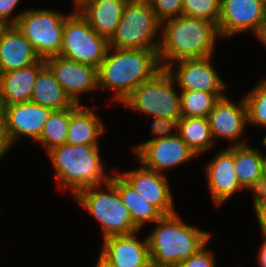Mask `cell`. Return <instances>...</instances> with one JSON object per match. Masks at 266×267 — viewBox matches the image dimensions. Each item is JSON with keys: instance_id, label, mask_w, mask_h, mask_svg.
<instances>
[{"instance_id": "60d3db41", "label": "cell", "mask_w": 266, "mask_h": 267, "mask_svg": "<svg viewBox=\"0 0 266 267\" xmlns=\"http://www.w3.org/2000/svg\"><path fill=\"white\" fill-rule=\"evenodd\" d=\"M262 177L266 178V155L264 153L262 159Z\"/></svg>"}, {"instance_id": "cb8c5ba5", "label": "cell", "mask_w": 266, "mask_h": 267, "mask_svg": "<svg viewBox=\"0 0 266 267\" xmlns=\"http://www.w3.org/2000/svg\"><path fill=\"white\" fill-rule=\"evenodd\" d=\"M31 102L52 110L66 109L74 104L47 65L37 75Z\"/></svg>"}, {"instance_id": "5b68a950", "label": "cell", "mask_w": 266, "mask_h": 267, "mask_svg": "<svg viewBox=\"0 0 266 267\" xmlns=\"http://www.w3.org/2000/svg\"><path fill=\"white\" fill-rule=\"evenodd\" d=\"M160 29L161 22L155 16L148 0H128L119 25L109 39V47L154 49L158 52Z\"/></svg>"}, {"instance_id": "ffe728a7", "label": "cell", "mask_w": 266, "mask_h": 267, "mask_svg": "<svg viewBox=\"0 0 266 267\" xmlns=\"http://www.w3.org/2000/svg\"><path fill=\"white\" fill-rule=\"evenodd\" d=\"M40 59L16 25L6 27L0 39V72L22 69Z\"/></svg>"}, {"instance_id": "4dcf8cb0", "label": "cell", "mask_w": 266, "mask_h": 267, "mask_svg": "<svg viewBox=\"0 0 266 267\" xmlns=\"http://www.w3.org/2000/svg\"><path fill=\"white\" fill-rule=\"evenodd\" d=\"M177 124L178 121L176 119L172 118H161V117H155L153 119V122L151 124V134L156 137L149 139L143 143L136 144L133 146L132 151L134 152V155H136L147 143L157 140L159 138H165L175 135L177 132ZM175 131L171 133V131Z\"/></svg>"}, {"instance_id": "d4e9b609", "label": "cell", "mask_w": 266, "mask_h": 267, "mask_svg": "<svg viewBox=\"0 0 266 267\" xmlns=\"http://www.w3.org/2000/svg\"><path fill=\"white\" fill-rule=\"evenodd\" d=\"M177 134L197 156L215 145L208 118L181 117L177 124Z\"/></svg>"}, {"instance_id": "603a6c76", "label": "cell", "mask_w": 266, "mask_h": 267, "mask_svg": "<svg viewBox=\"0 0 266 267\" xmlns=\"http://www.w3.org/2000/svg\"><path fill=\"white\" fill-rule=\"evenodd\" d=\"M110 182L117 189L122 202L130 211L132 223L137 230H142L146 223L158 221L163 214L135 189L118 173L113 171Z\"/></svg>"}, {"instance_id": "6da1fadb", "label": "cell", "mask_w": 266, "mask_h": 267, "mask_svg": "<svg viewBox=\"0 0 266 267\" xmlns=\"http://www.w3.org/2000/svg\"><path fill=\"white\" fill-rule=\"evenodd\" d=\"M160 35L161 69L180 60L213 56L216 40L220 38L213 22L185 15L161 23Z\"/></svg>"}, {"instance_id": "d6a6232c", "label": "cell", "mask_w": 266, "mask_h": 267, "mask_svg": "<svg viewBox=\"0 0 266 267\" xmlns=\"http://www.w3.org/2000/svg\"><path fill=\"white\" fill-rule=\"evenodd\" d=\"M214 256L205 245L189 258L184 259L177 267H216Z\"/></svg>"}, {"instance_id": "ba28073f", "label": "cell", "mask_w": 266, "mask_h": 267, "mask_svg": "<svg viewBox=\"0 0 266 267\" xmlns=\"http://www.w3.org/2000/svg\"><path fill=\"white\" fill-rule=\"evenodd\" d=\"M108 49L109 40L98 35L76 8L66 17L59 56L98 68Z\"/></svg>"}, {"instance_id": "ab89813d", "label": "cell", "mask_w": 266, "mask_h": 267, "mask_svg": "<svg viewBox=\"0 0 266 267\" xmlns=\"http://www.w3.org/2000/svg\"><path fill=\"white\" fill-rule=\"evenodd\" d=\"M4 107L3 100L0 98V124H4Z\"/></svg>"}, {"instance_id": "2e32d148", "label": "cell", "mask_w": 266, "mask_h": 267, "mask_svg": "<svg viewBox=\"0 0 266 267\" xmlns=\"http://www.w3.org/2000/svg\"><path fill=\"white\" fill-rule=\"evenodd\" d=\"M213 139L233 142L234 146L246 144L240 137L245 132L247 124V107L244 98L238 103L227 96L221 97L208 116Z\"/></svg>"}, {"instance_id": "8d00e7d4", "label": "cell", "mask_w": 266, "mask_h": 267, "mask_svg": "<svg viewBox=\"0 0 266 267\" xmlns=\"http://www.w3.org/2000/svg\"><path fill=\"white\" fill-rule=\"evenodd\" d=\"M254 209L261 233H266V200L262 201Z\"/></svg>"}, {"instance_id": "3957f363", "label": "cell", "mask_w": 266, "mask_h": 267, "mask_svg": "<svg viewBox=\"0 0 266 267\" xmlns=\"http://www.w3.org/2000/svg\"><path fill=\"white\" fill-rule=\"evenodd\" d=\"M177 214L163 215L147 236L152 267H177L210 241L211 232L186 224Z\"/></svg>"}, {"instance_id": "7c38bea8", "label": "cell", "mask_w": 266, "mask_h": 267, "mask_svg": "<svg viewBox=\"0 0 266 267\" xmlns=\"http://www.w3.org/2000/svg\"><path fill=\"white\" fill-rule=\"evenodd\" d=\"M45 63L74 103L80 104L79 96L99 88L98 68L95 66L74 62L59 55L46 58Z\"/></svg>"}, {"instance_id": "e575fe53", "label": "cell", "mask_w": 266, "mask_h": 267, "mask_svg": "<svg viewBox=\"0 0 266 267\" xmlns=\"http://www.w3.org/2000/svg\"><path fill=\"white\" fill-rule=\"evenodd\" d=\"M245 189L253 191L254 198H253V206L254 208L259 205L262 201L266 200V178L260 177L254 182H252L248 187Z\"/></svg>"}, {"instance_id": "5bb4252c", "label": "cell", "mask_w": 266, "mask_h": 267, "mask_svg": "<svg viewBox=\"0 0 266 267\" xmlns=\"http://www.w3.org/2000/svg\"><path fill=\"white\" fill-rule=\"evenodd\" d=\"M4 106V125L13 145L22 137L36 142L53 111L31 101Z\"/></svg>"}, {"instance_id": "44dd1931", "label": "cell", "mask_w": 266, "mask_h": 267, "mask_svg": "<svg viewBox=\"0 0 266 267\" xmlns=\"http://www.w3.org/2000/svg\"><path fill=\"white\" fill-rule=\"evenodd\" d=\"M45 65V59H40L22 69L0 72V98L4 105L30 102L37 75Z\"/></svg>"}, {"instance_id": "30bf717a", "label": "cell", "mask_w": 266, "mask_h": 267, "mask_svg": "<svg viewBox=\"0 0 266 267\" xmlns=\"http://www.w3.org/2000/svg\"><path fill=\"white\" fill-rule=\"evenodd\" d=\"M266 24L265 0H221L217 30L220 38L252 31L257 37Z\"/></svg>"}, {"instance_id": "f1b7e54d", "label": "cell", "mask_w": 266, "mask_h": 267, "mask_svg": "<svg viewBox=\"0 0 266 267\" xmlns=\"http://www.w3.org/2000/svg\"><path fill=\"white\" fill-rule=\"evenodd\" d=\"M264 79L244 96V100L247 107V124L266 128V78Z\"/></svg>"}, {"instance_id": "ee69618b", "label": "cell", "mask_w": 266, "mask_h": 267, "mask_svg": "<svg viewBox=\"0 0 266 267\" xmlns=\"http://www.w3.org/2000/svg\"><path fill=\"white\" fill-rule=\"evenodd\" d=\"M263 142V146L265 147V150H266V135L263 137V140H262Z\"/></svg>"}, {"instance_id": "f35d334b", "label": "cell", "mask_w": 266, "mask_h": 267, "mask_svg": "<svg viewBox=\"0 0 266 267\" xmlns=\"http://www.w3.org/2000/svg\"><path fill=\"white\" fill-rule=\"evenodd\" d=\"M259 42L261 41L266 46V24L262 27L260 33L257 35Z\"/></svg>"}, {"instance_id": "d590c367", "label": "cell", "mask_w": 266, "mask_h": 267, "mask_svg": "<svg viewBox=\"0 0 266 267\" xmlns=\"http://www.w3.org/2000/svg\"><path fill=\"white\" fill-rule=\"evenodd\" d=\"M13 144L11 143L5 125L0 124V160L11 149Z\"/></svg>"}, {"instance_id": "8fae6325", "label": "cell", "mask_w": 266, "mask_h": 267, "mask_svg": "<svg viewBox=\"0 0 266 267\" xmlns=\"http://www.w3.org/2000/svg\"><path fill=\"white\" fill-rule=\"evenodd\" d=\"M212 57L180 60L171 64L167 71L174 78L180 91L224 93L227 84L213 67ZM173 68L175 69L173 70Z\"/></svg>"}, {"instance_id": "d6986e66", "label": "cell", "mask_w": 266, "mask_h": 267, "mask_svg": "<svg viewBox=\"0 0 266 267\" xmlns=\"http://www.w3.org/2000/svg\"><path fill=\"white\" fill-rule=\"evenodd\" d=\"M128 0H81L74 8L94 31L108 40L116 31Z\"/></svg>"}, {"instance_id": "b9f144b4", "label": "cell", "mask_w": 266, "mask_h": 267, "mask_svg": "<svg viewBox=\"0 0 266 267\" xmlns=\"http://www.w3.org/2000/svg\"><path fill=\"white\" fill-rule=\"evenodd\" d=\"M95 267H110V266L108 264H106L103 260L98 258Z\"/></svg>"}, {"instance_id": "83f0119b", "label": "cell", "mask_w": 266, "mask_h": 267, "mask_svg": "<svg viewBox=\"0 0 266 267\" xmlns=\"http://www.w3.org/2000/svg\"><path fill=\"white\" fill-rule=\"evenodd\" d=\"M182 117L208 118L216 102L224 93H207L202 91H179Z\"/></svg>"}, {"instance_id": "7402d4cb", "label": "cell", "mask_w": 266, "mask_h": 267, "mask_svg": "<svg viewBox=\"0 0 266 267\" xmlns=\"http://www.w3.org/2000/svg\"><path fill=\"white\" fill-rule=\"evenodd\" d=\"M94 107H83L81 104L72 105L67 144L71 145H99L98 138L102 136L104 125L100 117L95 114Z\"/></svg>"}, {"instance_id": "74e56055", "label": "cell", "mask_w": 266, "mask_h": 267, "mask_svg": "<svg viewBox=\"0 0 266 267\" xmlns=\"http://www.w3.org/2000/svg\"><path fill=\"white\" fill-rule=\"evenodd\" d=\"M263 236V243L262 245L260 246V250L258 252V260H257V263H259V267H266V233H261Z\"/></svg>"}, {"instance_id": "7a4b0ae2", "label": "cell", "mask_w": 266, "mask_h": 267, "mask_svg": "<svg viewBox=\"0 0 266 267\" xmlns=\"http://www.w3.org/2000/svg\"><path fill=\"white\" fill-rule=\"evenodd\" d=\"M161 66L154 49L109 47L98 67L99 89L114 91V103H122L141 83L151 79Z\"/></svg>"}, {"instance_id": "836d02e7", "label": "cell", "mask_w": 266, "mask_h": 267, "mask_svg": "<svg viewBox=\"0 0 266 267\" xmlns=\"http://www.w3.org/2000/svg\"><path fill=\"white\" fill-rule=\"evenodd\" d=\"M20 1L21 0H0V21L8 26L16 25L20 15L24 12L23 10L22 12H19V14H13Z\"/></svg>"}, {"instance_id": "277c9868", "label": "cell", "mask_w": 266, "mask_h": 267, "mask_svg": "<svg viewBox=\"0 0 266 267\" xmlns=\"http://www.w3.org/2000/svg\"><path fill=\"white\" fill-rule=\"evenodd\" d=\"M99 151V145L65 143L47 152L58 184L70 190L73 197L81 189L110 181L111 175L106 174L105 162L102 161Z\"/></svg>"}, {"instance_id": "8992f818", "label": "cell", "mask_w": 266, "mask_h": 267, "mask_svg": "<svg viewBox=\"0 0 266 267\" xmlns=\"http://www.w3.org/2000/svg\"><path fill=\"white\" fill-rule=\"evenodd\" d=\"M102 186L108 191L104 189L102 191ZM74 199L95 220L99 221L103 231V239L129 234L137 230L132 223L130 211L124 205L117 189L110 181L104 185L81 189L74 196Z\"/></svg>"}, {"instance_id": "f546056e", "label": "cell", "mask_w": 266, "mask_h": 267, "mask_svg": "<svg viewBox=\"0 0 266 267\" xmlns=\"http://www.w3.org/2000/svg\"><path fill=\"white\" fill-rule=\"evenodd\" d=\"M220 4L221 0H183L182 15L205 19L217 26Z\"/></svg>"}, {"instance_id": "1f68e13d", "label": "cell", "mask_w": 266, "mask_h": 267, "mask_svg": "<svg viewBox=\"0 0 266 267\" xmlns=\"http://www.w3.org/2000/svg\"><path fill=\"white\" fill-rule=\"evenodd\" d=\"M157 19L163 23L182 15L183 0H148Z\"/></svg>"}, {"instance_id": "f6af8a7d", "label": "cell", "mask_w": 266, "mask_h": 267, "mask_svg": "<svg viewBox=\"0 0 266 267\" xmlns=\"http://www.w3.org/2000/svg\"><path fill=\"white\" fill-rule=\"evenodd\" d=\"M81 0H73L74 6L77 5Z\"/></svg>"}, {"instance_id": "4316f807", "label": "cell", "mask_w": 266, "mask_h": 267, "mask_svg": "<svg viewBox=\"0 0 266 267\" xmlns=\"http://www.w3.org/2000/svg\"><path fill=\"white\" fill-rule=\"evenodd\" d=\"M71 115L72 106L62 110H53L36 142L41 143L47 152L53 147L65 144Z\"/></svg>"}, {"instance_id": "4fadbf2b", "label": "cell", "mask_w": 266, "mask_h": 267, "mask_svg": "<svg viewBox=\"0 0 266 267\" xmlns=\"http://www.w3.org/2000/svg\"><path fill=\"white\" fill-rule=\"evenodd\" d=\"M145 168L164 174V170L179 167L197 155L176 133L147 143L136 155Z\"/></svg>"}, {"instance_id": "ac0fdd59", "label": "cell", "mask_w": 266, "mask_h": 267, "mask_svg": "<svg viewBox=\"0 0 266 267\" xmlns=\"http://www.w3.org/2000/svg\"><path fill=\"white\" fill-rule=\"evenodd\" d=\"M120 175L163 215L176 213L171 187L165 174L142 166L135 170L120 172Z\"/></svg>"}, {"instance_id": "52a82bcc", "label": "cell", "mask_w": 266, "mask_h": 267, "mask_svg": "<svg viewBox=\"0 0 266 267\" xmlns=\"http://www.w3.org/2000/svg\"><path fill=\"white\" fill-rule=\"evenodd\" d=\"M175 80L167 69H161L151 79L141 83L121 103L135 112L177 121L181 115L180 93H176Z\"/></svg>"}, {"instance_id": "e0dca14e", "label": "cell", "mask_w": 266, "mask_h": 267, "mask_svg": "<svg viewBox=\"0 0 266 267\" xmlns=\"http://www.w3.org/2000/svg\"><path fill=\"white\" fill-rule=\"evenodd\" d=\"M205 174L208 190L217 207L227 202L236 192L244 190L235 173L234 145L217 152L207 163Z\"/></svg>"}, {"instance_id": "9c48e42d", "label": "cell", "mask_w": 266, "mask_h": 267, "mask_svg": "<svg viewBox=\"0 0 266 267\" xmlns=\"http://www.w3.org/2000/svg\"><path fill=\"white\" fill-rule=\"evenodd\" d=\"M65 14L49 9H26L16 27L30 42L41 59L60 55Z\"/></svg>"}, {"instance_id": "7bdbcfd3", "label": "cell", "mask_w": 266, "mask_h": 267, "mask_svg": "<svg viewBox=\"0 0 266 267\" xmlns=\"http://www.w3.org/2000/svg\"><path fill=\"white\" fill-rule=\"evenodd\" d=\"M7 26H8L7 24L0 21V39H1L2 33L4 32V30L6 29Z\"/></svg>"}, {"instance_id": "484cf974", "label": "cell", "mask_w": 266, "mask_h": 267, "mask_svg": "<svg viewBox=\"0 0 266 267\" xmlns=\"http://www.w3.org/2000/svg\"><path fill=\"white\" fill-rule=\"evenodd\" d=\"M262 159V152L248 144L234 146L235 173L244 189L262 176Z\"/></svg>"}, {"instance_id": "9a60e30c", "label": "cell", "mask_w": 266, "mask_h": 267, "mask_svg": "<svg viewBox=\"0 0 266 267\" xmlns=\"http://www.w3.org/2000/svg\"><path fill=\"white\" fill-rule=\"evenodd\" d=\"M139 231L103 239L99 258L110 267H151L148 239L139 241Z\"/></svg>"}]
</instances>
